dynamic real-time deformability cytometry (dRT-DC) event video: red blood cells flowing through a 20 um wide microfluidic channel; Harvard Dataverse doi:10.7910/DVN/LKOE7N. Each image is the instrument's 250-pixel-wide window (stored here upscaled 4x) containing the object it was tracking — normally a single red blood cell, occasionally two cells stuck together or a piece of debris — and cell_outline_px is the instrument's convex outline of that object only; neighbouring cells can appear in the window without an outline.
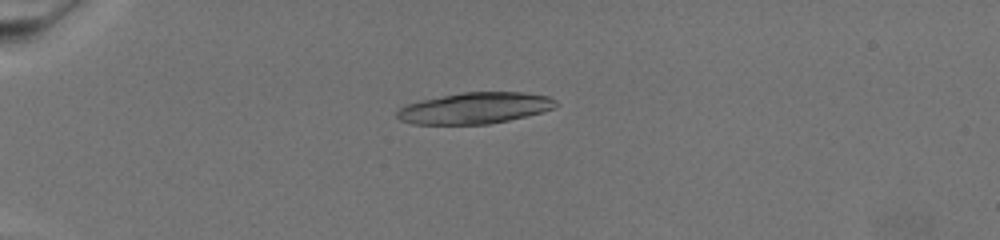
{"species": "common noctule bat (a hibernating species)", "species_latin": "Nyctalus noctula", "temperature_condition": "warm", "stored_images_in_passage": 64, "camera_frame_rate_fps": 3000, "um_per_image_px": 0.085, "animal": {"sex": "female", "body_mass_g": 19.5, "forearm_length_mm": 54.1}, "frame": {"image": 1, "passage_image": 14, "time_ms": 4.333, "image_size_px": [1000, 240], "cell_outline_px": [[556, 104], [552, 108], [540, 112], [508, 120], [488, 124], [416, 124], [400, 120], [396, 116], [396, 112], [400, 108], [408, 104], [420, 100], [464, 92], [520, 92], [548, 96], [556, 100]], "centroid_in_image_um": [40.33, 9.19], "position_along_channel_um": 44.7, "area_um2": 28.5}}